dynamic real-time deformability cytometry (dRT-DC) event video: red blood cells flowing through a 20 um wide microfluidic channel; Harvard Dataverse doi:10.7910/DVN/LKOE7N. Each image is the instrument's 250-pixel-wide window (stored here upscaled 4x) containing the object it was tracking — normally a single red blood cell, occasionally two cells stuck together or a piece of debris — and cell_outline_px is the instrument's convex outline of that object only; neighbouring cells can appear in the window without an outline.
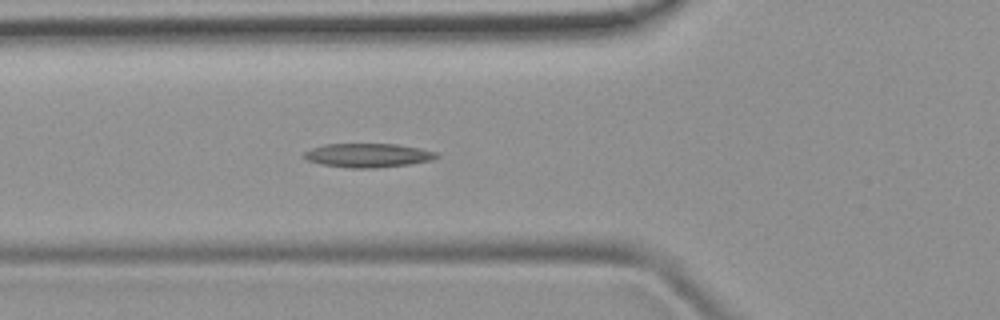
{"species": "common noctule bat (a hibernating species)", "species_latin": "Nyctalus noctula", "temperature_condition": "room temperature", "stored_images_in_passage": 41, "camera_frame_rate_fps": 3000, "um_per_image_px": 0.085, "animal": {"sex": "female", "body_mass_g": 19.9}, "frame": {"image": 1, "passage_image": 10, "time_ms": 3.0, "image_size_px": [1000, 320], "cell_outline_px": [[440, 156], [432, 160], [408, 164], [376, 168], [348, 168], [320, 164], [308, 160], [304, 156], [304, 152], [312, 148], [324, 144], [396, 144], [420, 148], [436, 152]], "centroid_in_image_um": [31.28, 13.2], "position_along_channel_um": 94.5, "area_um2": 18.44}}
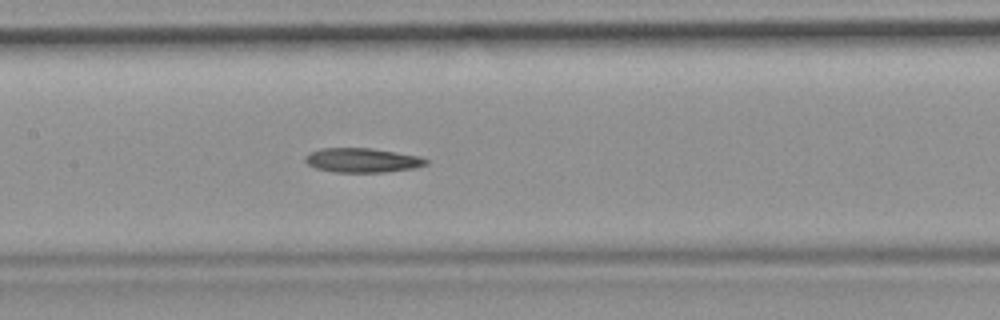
{"frame": {"image": 2, "passage_image": 16, "time_ms": 5.0, "image_size_px": [1000, 320], "cell_outline_px": [[428, 164], [416, 168], [388, 172], [332, 172], [316, 168], [308, 164], [304, 160], [304, 156], [308, 152], [320, 148], [372, 148], [420, 156], [428, 160]], "centroid_in_image_um": [30.79, 13.62], "position_along_channel_um": 176.6, "area_um2": 17.4}}
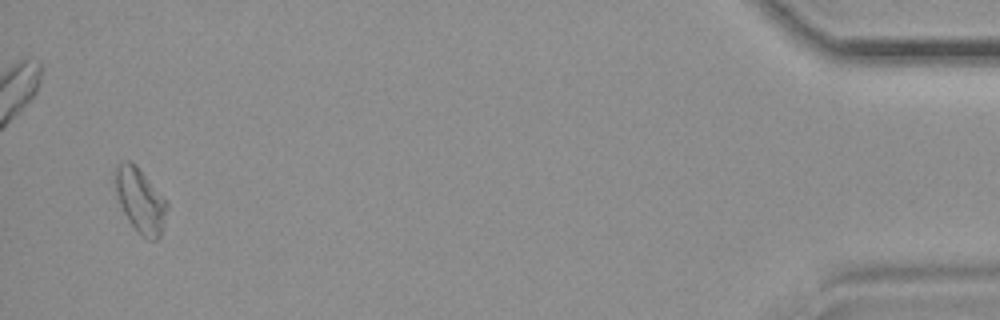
{"frame": {"image": 3, "passage_image": 40, "time_ms": 13.0, "image_size_px": [1000, 320], "cell_outline_px": [[168, 208], [160, 236], [156, 240], [148, 240], [128, 220], [120, 204], [116, 192], [116, 168], [124, 160], [128, 160], [136, 164], [168, 204]], "centroid_in_image_um": [11.94, 17.04], "position_along_channel_um": 423.3, "area_um2": 18.79}}